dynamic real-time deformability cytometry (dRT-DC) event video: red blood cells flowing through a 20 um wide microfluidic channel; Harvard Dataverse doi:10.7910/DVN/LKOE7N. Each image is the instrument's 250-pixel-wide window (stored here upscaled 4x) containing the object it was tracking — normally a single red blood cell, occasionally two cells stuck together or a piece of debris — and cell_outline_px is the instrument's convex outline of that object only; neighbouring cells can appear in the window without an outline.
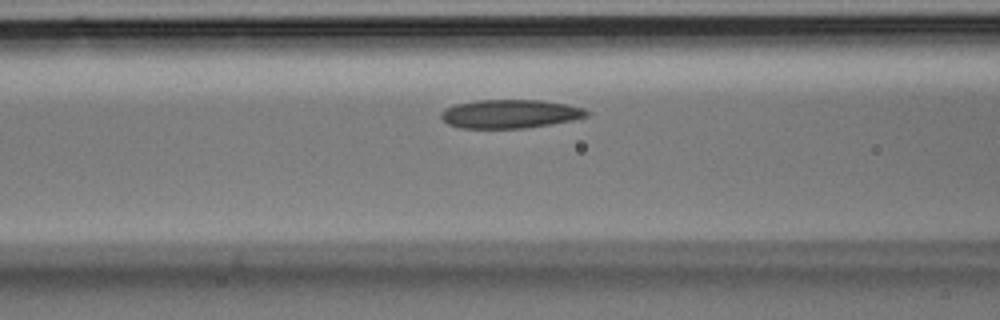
{"species": "Egyptian fruit bat (a non-hibernating species)", "species_latin": "Rousettus aegyptiacus", "temperature_condition": "room temperature", "stored_images_in_passage": 31, "camera_frame_rate_fps": 3000, "um_per_image_px": 0.085, "animal": {"sex": "male"}, "frame": {"image": 1, "passage_image": 8, "time_ms": 2.333, "image_size_px": [1000, 320], "cell_outline_px": [[588, 116], [572, 120], [524, 128], [460, 128], [448, 124], [440, 116], [440, 112], [444, 108], [456, 104], [476, 100], [540, 100], [564, 104], [584, 108], [588, 112]], "centroid_in_image_um": [43.3, 9.67], "position_along_channel_um": 123.3, "area_um2": 24.16}}
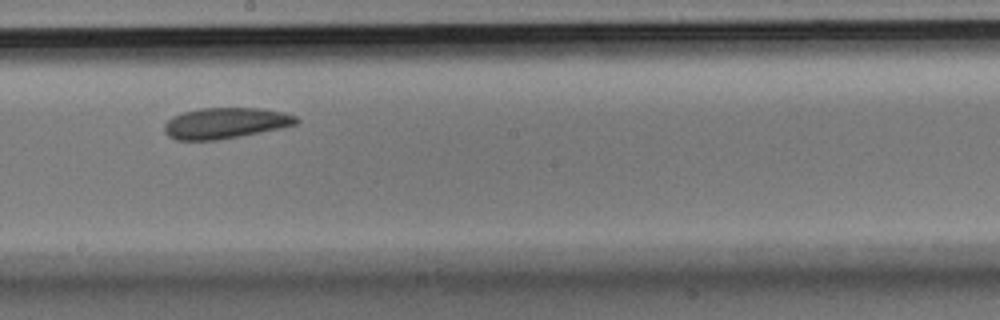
{"frame": {"image": 2, "passage_image": 14, "time_ms": 4.333, "image_size_px": [1000, 320], "cell_outline_px": [[300, 120], [296, 124], [280, 128], [240, 136], [216, 140], [176, 140], [168, 136], [164, 132], [164, 124], [172, 116], [184, 112], [200, 108], [260, 108], [284, 112], [296, 116]], "centroid_in_image_um": [19.14, 10.46], "position_along_channel_um": 229.1, "area_um2": 23.76}}
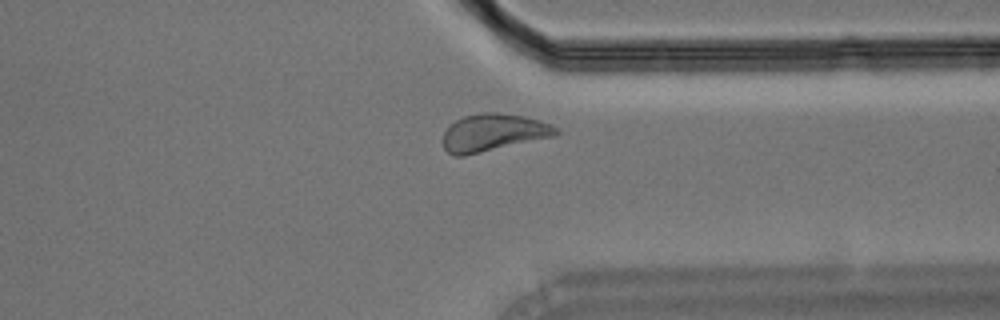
{"frame": {"image": 3, "passage_image": 22, "time_ms": 7.0, "image_size_px": [1000, 320], "cell_outline_px": [[560, 132], [556, 136], [464, 156], [452, 156], [444, 148], [444, 132], [456, 120], [464, 116], [480, 112], [496, 112], [524, 116], [548, 124], [556, 128]], "centroid_in_image_um": [41.92, 11.28], "position_along_channel_um": 369.5, "area_um2": 24.45}}